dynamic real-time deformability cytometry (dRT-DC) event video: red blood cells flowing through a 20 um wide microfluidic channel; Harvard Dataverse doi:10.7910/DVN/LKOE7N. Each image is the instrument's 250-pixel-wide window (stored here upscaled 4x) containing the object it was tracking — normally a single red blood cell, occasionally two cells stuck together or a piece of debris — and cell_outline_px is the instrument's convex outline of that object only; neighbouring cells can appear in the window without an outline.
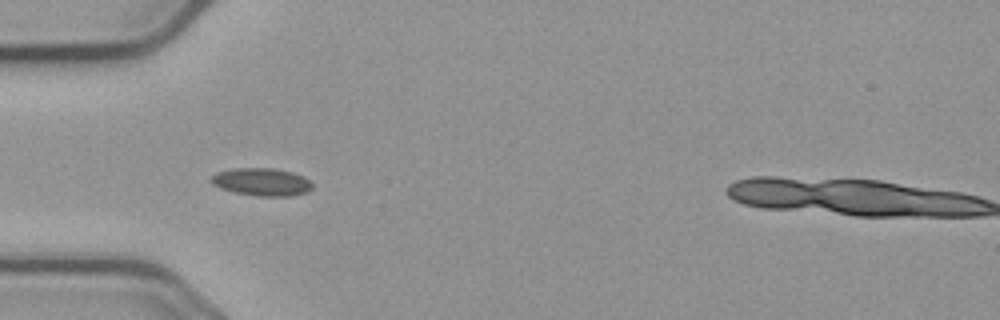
{"species": "common noctule bat (a hibernating species)", "species_latin": "Nyctalus noctula", "temperature_condition": "cold", "stored_images_in_passage": 8, "camera_frame_rate_fps": 3000, "um_per_image_px": 0.085, "animal": {"sex": "male", "body_mass_g": 23.1, "forearm_length_mm": 52.7}, "frame": {"image": 1, "passage_image": 5, "time_ms": 4.667, "image_size_px": [1000, 320], "cell_outline_px": [[312, 188], [308, 192], [292, 196], [256, 196], [236, 192], [220, 188], [212, 184], [208, 180], [216, 172], [232, 168], [272, 168], [292, 172], [304, 176], [312, 184]], "centroid_in_image_um": [22.23, 15.46], "position_along_channel_um": 62.8, "area_um2": 16.47}}
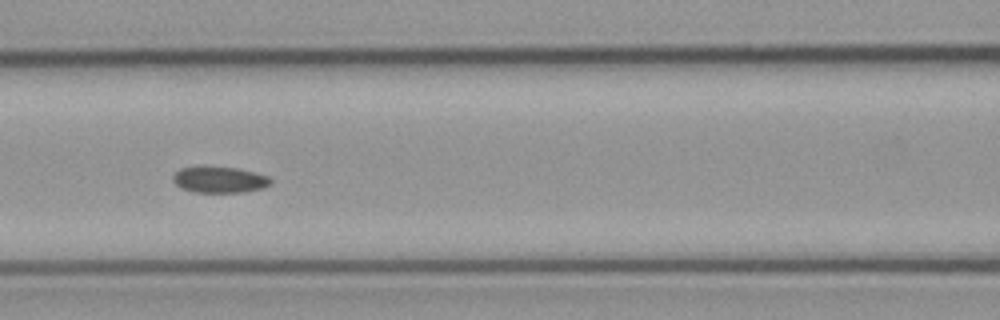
{"frame": {"image": 2, "passage_image": 7, "time_ms": 7.0, "image_size_px": [1000, 320], "cell_outline_px": [[272, 184], [264, 188], [244, 192], [192, 192], [180, 188], [172, 180], [172, 176], [180, 168], [240, 168], [272, 176]], "centroid_in_image_um": [18.74, 15.3], "position_along_channel_um": 147.9, "area_um2": 14.91}}
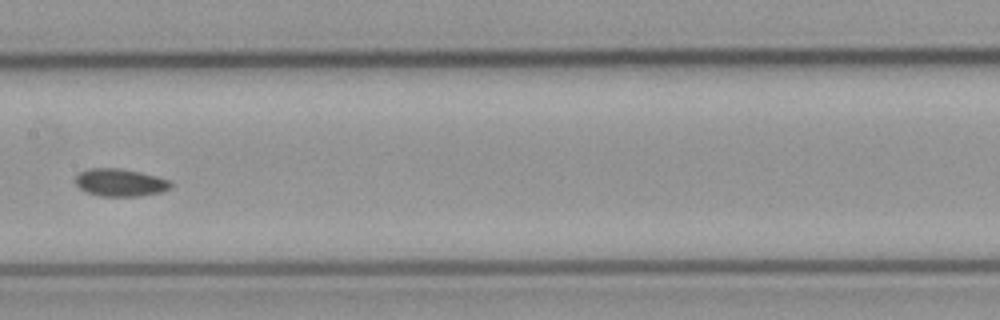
{"frame": {"image": 3, "passage_image": 8, "time_ms": 8.333, "image_size_px": [1000, 320], "cell_outline_px": [[172, 188], [160, 192], [136, 196], [100, 196], [84, 192], [76, 184], [76, 176], [80, 172], [88, 168], [120, 168], [140, 172], [172, 180]], "centroid_in_image_um": [10.22, 15.51], "position_along_channel_um": 197.2, "area_um2": 15.43}}